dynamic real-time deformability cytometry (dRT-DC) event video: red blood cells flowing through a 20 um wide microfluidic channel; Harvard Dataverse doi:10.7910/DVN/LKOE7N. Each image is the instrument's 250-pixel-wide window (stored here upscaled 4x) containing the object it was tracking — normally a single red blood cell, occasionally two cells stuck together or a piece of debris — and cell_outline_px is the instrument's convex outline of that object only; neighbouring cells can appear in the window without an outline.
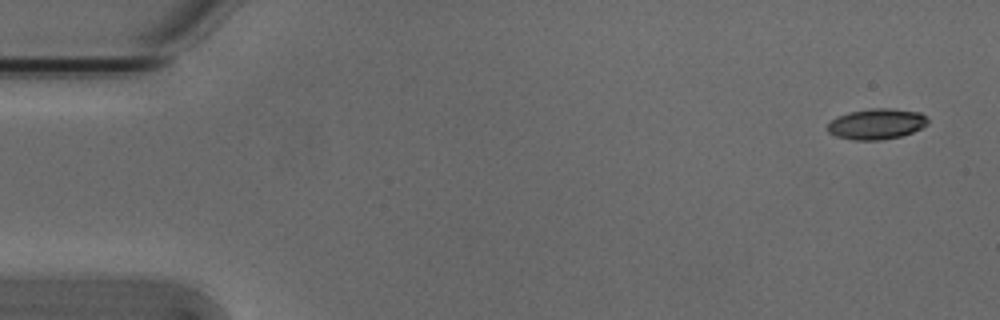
{"species": "Egyptian fruit bat (a non-hibernating species)", "species_latin": "Rousettus aegyptiacus", "temperature_condition": "cold", "stored_images_in_passage": 6, "camera_frame_rate_fps": 3000, "um_per_image_px": 0.085, "animal": {"sex": "male"}, "frame": {"image": 1, "passage_image": 1, "time_ms": 0.0, "image_size_px": [1000, 320], "cell_outline_px": [[928, 124], [912, 132], [900, 136], [880, 140], [852, 140], [836, 136], [828, 132], [828, 124], [836, 116], [848, 112], [872, 108], [888, 108], [920, 112], [928, 120]], "centroid_in_image_um": [74.48, 10.53], "position_along_channel_um": 10.5, "area_um2": 17.86}}
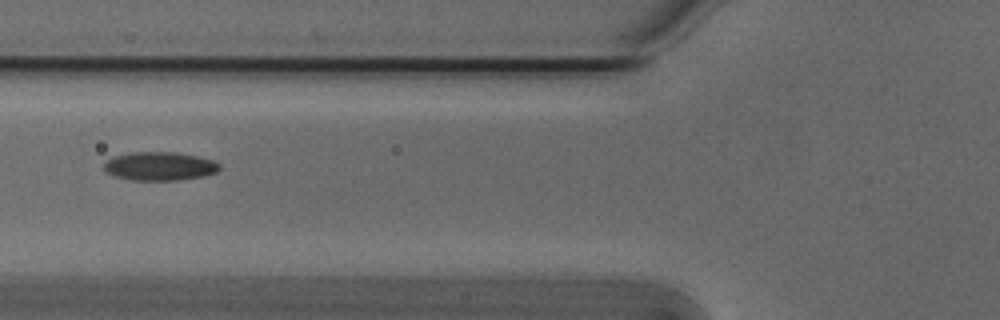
{"frame": {"image": 2, "passage_image": 6, "time_ms": 1.667, "image_size_px": [1000, 320], "cell_outline_px": [[220, 168], [216, 172], [204, 176], [176, 180], [132, 180], [116, 176], [108, 172], [104, 168], [104, 160], [112, 156], [128, 152], [176, 152], [196, 156], [212, 160], [220, 164]], "centroid_in_image_um": [13.54, 14.11], "position_along_channel_um": 112.3, "area_um2": 19.25}}